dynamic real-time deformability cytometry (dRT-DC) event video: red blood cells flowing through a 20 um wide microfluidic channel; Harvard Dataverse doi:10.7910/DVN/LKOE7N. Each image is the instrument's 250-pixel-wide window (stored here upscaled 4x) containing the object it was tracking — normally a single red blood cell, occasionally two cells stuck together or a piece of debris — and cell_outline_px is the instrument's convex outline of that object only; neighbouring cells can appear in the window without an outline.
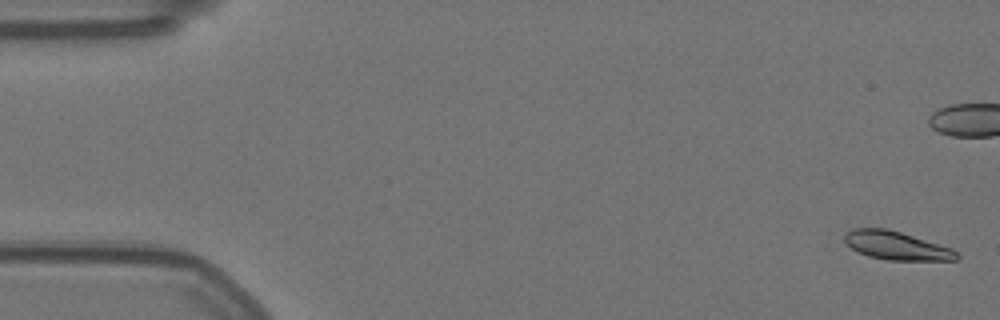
{"species": "Egyptian fruit bat (a non-hibernating species)", "species_latin": "Rousettus aegyptiacus", "temperature_condition": "warm", "stored_images_in_passage": 59, "camera_frame_rate_fps": 3000, "um_per_image_px": 0.085, "animal": {"sex": "female"}, "frame": {"image": 1, "passage_image": 2, "time_ms": 0.333, "image_size_px": [1000, 320], "cell_outline_px": [[960, 256], [956, 260], [888, 260], [868, 256], [852, 248], [844, 240], [844, 236], [852, 228], [884, 228], [900, 232], [952, 248]], "centroid_in_image_um": [76.2, 20.88], "position_along_channel_um": 8.8, "area_um2": 18.26}}
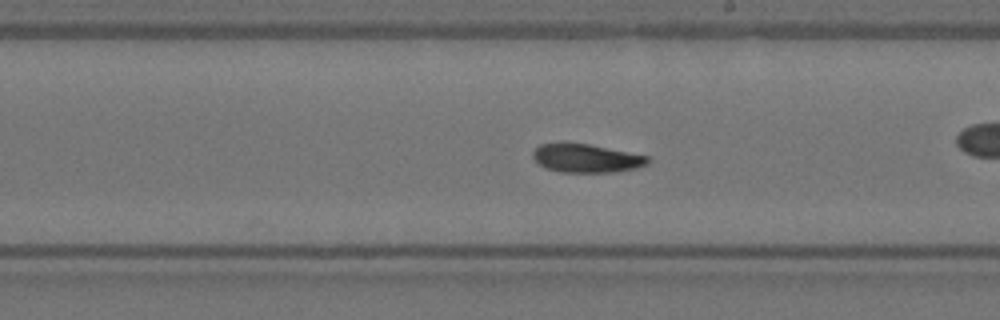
{"frame": {"image": 2, "passage_image": 33, "time_ms": 10.667, "image_size_px": [1000, 320], "cell_outline_px": [[652, 160], [648, 164], [636, 168], [616, 172], [560, 172], [544, 168], [532, 156], [532, 152], [540, 144], [560, 140], [564, 140], [588, 144], [648, 156]], "centroid_in_image_um": [49.79, 13.42], "position_along_channel_um": 239.2, "area_um2": 19.59}}
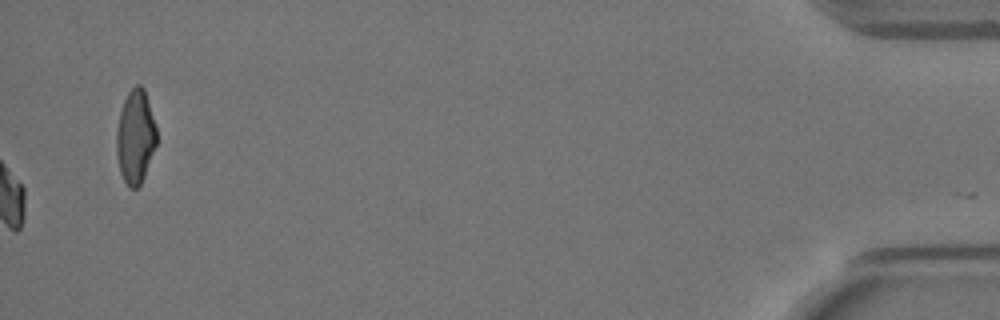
{"frame": {"image": 3, "passage_image": 59, "time_ms": 19.333, "image_size_px": [1000, 320], "cell_outline_px": [[156, 144], [144, 176], [140, 184], [136, 188], [128, 188], [120, 172], [116, 152], [116, 128], [120, 112], [124, 100], [128, 92], [136, 84], [140, 84], [144, 88], [156, 128]], "centroid_in_image_um": [11.49, 11.62], "position_along_channel_um": 423.7, "area_um2": 21.73}, "authors_computed_cell_mechanics": {"area_um2": 19.2474, "velocity_mm_per_s": 3.5206, "shape_relaxation_time_tau1_ms": 5.9675, "shape_relaxation_time_tau2_ms": 7.4337, "deformation_change_tau1": 0.1701, "deformation_change_tau2": 0.1269}}